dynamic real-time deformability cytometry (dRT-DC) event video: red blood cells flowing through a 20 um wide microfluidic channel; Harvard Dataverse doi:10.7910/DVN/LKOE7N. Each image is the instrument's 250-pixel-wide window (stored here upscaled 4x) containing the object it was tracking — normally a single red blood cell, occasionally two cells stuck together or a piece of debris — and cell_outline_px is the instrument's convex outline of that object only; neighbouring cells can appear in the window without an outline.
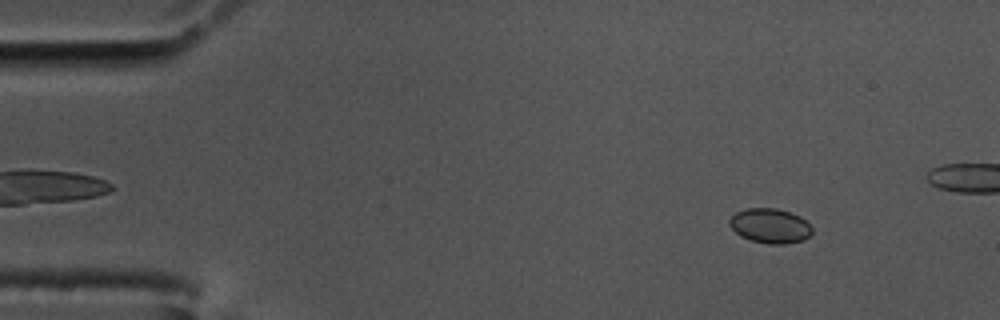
{"species": "common noctule bat (a hibernating species)", "species_latin": "Nyctalus noctula", "temperature_condition": "cold", "stored_images_in_passage": 59, "camera_frame_rate_fps": 3000, "um_per_image_px": 0.085, "animal": {"sex": "male", "body_mass_g": 17.5, "forearm_length_mm": 52.3}, "frame": {"image": 1, "passage_image": 7, "time_ms": 2.0, "image_size_px": [1000, 320], "cell_outline_px": [[812, 232], [804, 240], [784, 244], [768, 244], [752, 240], [740, 236], [728, 224], [728, 220], [736, 212], [744, 208], [776, 208], [800, 216], [812, 228]], "centroid_in_image_um": [65.43, 19.19], "position_along_channel_um": 19.6, "area_um2": 16.65}}
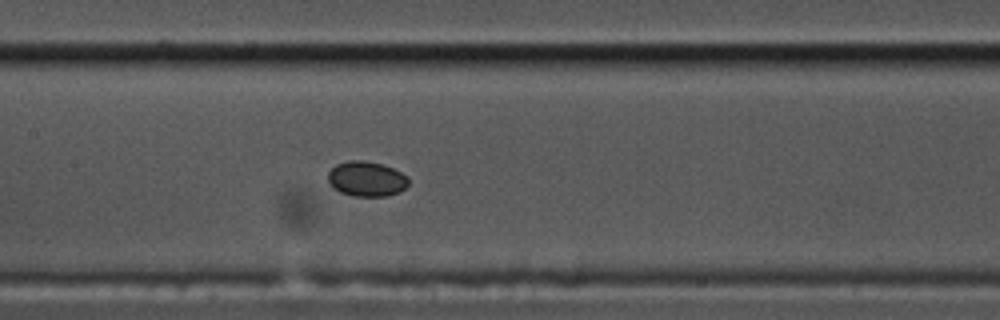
{"frame": {"image": 2, "passage_image": 28, "time_ms": 9.0, "image_size_px": [1000, 320], "cell_outline_px": [[408, 184], [400, 192], [388, 196], [352, 196], [340, 192], [332, 188], [328, 184], [328, 172], [336, 164], [348, 160], [364, 160], [384, 164], [408, 176]], "centroid_in_image_um": [31.13, 15.2], "position_along_channel_um": 176.3, "area_um2": 16.7}}
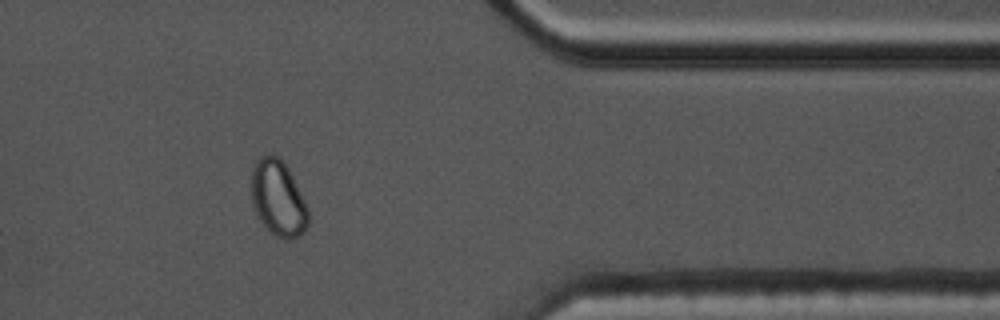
{"frame": {"image": 3, "passage_image": 48, "time_ms": 15.667, "image_size_px": [1000, 320], "cell_outline_px": [[308, 224], [304, 232], [288, 240], [276, 236], [260, 220], [252, 204], [252, 172], [256, 160], [260, 156], [276, 156], [288, 168], [308, 208]], "centroid_in_image_um": [23.64, 16.87], "position_along_channel_um": 387.8, "area_um2": 24.51}}